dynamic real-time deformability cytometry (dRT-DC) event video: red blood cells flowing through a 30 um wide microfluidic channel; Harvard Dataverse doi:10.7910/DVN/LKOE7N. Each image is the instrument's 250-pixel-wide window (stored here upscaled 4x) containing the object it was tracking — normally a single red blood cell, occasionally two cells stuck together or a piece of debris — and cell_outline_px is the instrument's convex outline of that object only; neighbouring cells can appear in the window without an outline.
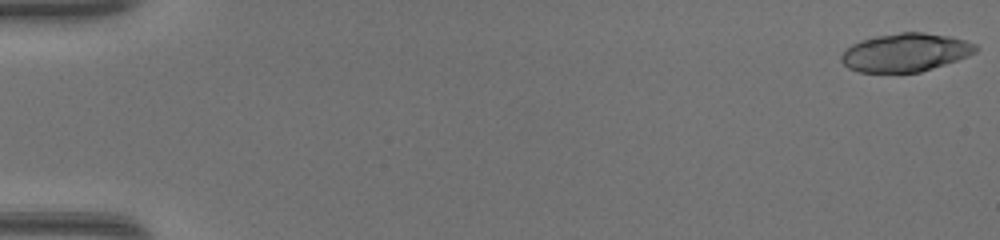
{"species": "common noctule bat (a hibernating species)", "species_latin": "Nyctalus noctula", "temperature_condition": "warm", "stored_images_in_passage": 20, "camera_frame_rate_fps": 3000, "um_per_image_px": 0.085, "animal": {"sex": "female", "body_mass_g": 17.0, "forearm_length_mm": 48.0}, "frame": {"image": 1, "passage_image": 1, "time_ms": 0.0, "image_size_px": [1000, 240], "cell_outline_px": [[980, 48], [976, 52], [968, 56], [920, 72], [860, 72], [848, 68], [840, 60], [840, 56], [852, 44], [860, 40], [876, 36], [900, 32], [924, 32], [948, 36], [964, 40], [976, 44]], "centroid_in_image_um": [76.96, 4.45], "position_along_channel_um": 8.0, "area_um2": 29.88}}
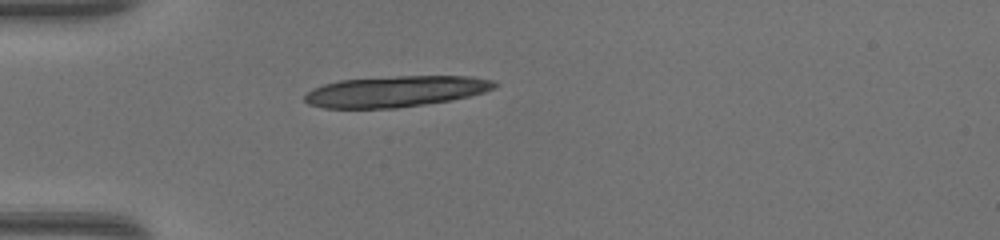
{"frame": {"image": 2, "passage_image": 15, "time_ms": 4.667, "image_size_px": [1000, 240], "cell_outline_px": [[500, 84], [496, 88], [484, 92], [452, 100], [396, 108], [324, 108], [308, 104], [304, 100], [304, 96], [312, 88], [324, 84], [340, 80], [396, 76], [472, 76], [492, 80]], "centroid_in_image_um": [33.64, 7.77], "position_along_channel_um": 51.4, "area_um2": 34.39}}